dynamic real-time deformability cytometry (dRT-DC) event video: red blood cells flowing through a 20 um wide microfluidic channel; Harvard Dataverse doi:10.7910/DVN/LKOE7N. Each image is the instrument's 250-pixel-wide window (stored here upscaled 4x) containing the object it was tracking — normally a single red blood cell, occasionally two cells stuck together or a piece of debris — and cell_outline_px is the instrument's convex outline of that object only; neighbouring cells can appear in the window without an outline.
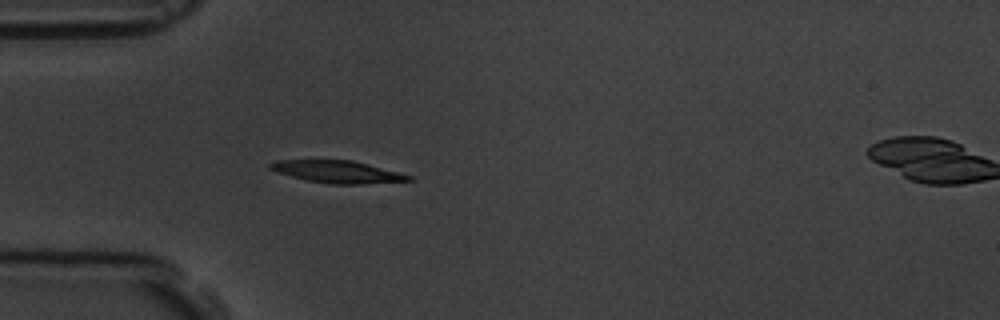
{"species": "common noctule bat (a hibernating species)", "species_latin": "Nyctalus noctula", "temperature_condition": "room temperature", "stored_images_in_passage": 5, "camera_frame_rate_fps": 3000, "um_per_image_px": 0.085, "animal": {"sex": "male", "body_mass_g": 19.5, "forearm_length_mm": 54.6}, "frame": {"image": 1, "passage_image": 4, "time_ms": 3.667, "image_size_px": [1000, 320], "cell_outline_px": [[416, 180], [360, 184], [332, 184], [304, 180], [276, 172], [268, 168], [268, 164], [276, 160], [352, 160], [400, 172], [412, 176]], "centroid_in_image_um": [28.68, 14.6], "position_along_channel_um": 56.3, "area_um2": 18.09}}